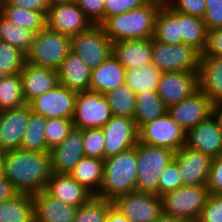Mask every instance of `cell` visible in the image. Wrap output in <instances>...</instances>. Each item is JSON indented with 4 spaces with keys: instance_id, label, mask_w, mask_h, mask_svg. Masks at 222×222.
<instances>
[{
    "instance_id": "1",
    "label": "cell",
    "mask_w": 222,
    "mask_h": 222,
    "mask_svg": "<svg viewBox=\"0 0 222 222\" xmlns=\"http://www.w3.org/2000/svg\"><path fill=\"white\" fill-rule=\"evenodd\" d=\"M2 173L18 193L34 195L45 190L53 174L50 151L8 150Z\"/></svg>"
},
{
    "instance_id": "2",
    "label": "cell",
    "mask_w": 222,
    "mask_h": 222,
    "mask_svg": "<svg viewBox=\"0 0 222 222\" xmlns=\"http://www.w3.org/2000/svg\"><path fill=\"white\" fill-rule=\"evenodd\" d=\"M164 0H150L144 6L106 18L100 26L114 43L153 38L155 18Z\"/></svg>"
},
{
    "instance_id": "3",
    "label": "cell",
    "mask_w": 222,
    "mask_h": 222,
    "mask_svg": "<svg viewBox=\"0 0 222 222\" xmlns=\"http://www.w3.org/2000/svg\"><path fill=\"white\" fill-rule=\"evenodd\" d=\"M137 191L136 146L104 160L103 181L99 198L113 201L116 197Z\"/></svg>"
},
{
    "instance_id": "4",
    "label": "cell",
    "mask_w": 222,
    "mask_h": 222,
    "mask_svg": "<svg viewBox=\"0 0 222 222\" xmlns=\"http://www.w3.org/2000/svg\"><path fill=\"white\" fill-rule=\"evenodd\" d=\"M137 153V192L159 196V178L167 165L173 160L175 152L171 149L136 144Z\"/></svg>"
},
{
    "instance_id": "5",
    "label": "cell",
    "mask_w": 222,
    "mask_h": 222,
    "mask_svg": "<svg viewBox=\"0 0 222 222\" xmlns=\"http://www.w3.org/2000/svg\"><path fill=\"white\" fill-rule=\"evenodd\" d=\"M70 51V36L45 27L34 35L32 47L26 54V62L58 70Z\"/></svg>"
},
{
    "instance_id": "6",
    "label": "cell",
    "mask_w": 222,
    "mask_h": 222,
    "mask_svg": "<svg viewBox=\"0 0 222 222\" xmlns=\"http://www.w3.org/2000/svg\"><path fill=\"white\" fill-rule=\"evenodd\" d=\"M209 195L206 185L182 186L162 196L163 213L196 222Z\"/></svg>"
},
{
    "instance_id": "7",
    "label": "cell",
    "mask_w": 222,
    "mask_h": 222,
    "mask_svg": "<svg viewBox=\"0 0 222 222\" xmlns=\"http://www.w3.org/2000/svg\"><path fill=\"white\" fill-rule=\"evenodd\" d=\"M201 53L195 48L180 44L160 43L152 38V63L161 72L199 73Z\"/></svg>"
},
{
    "instance_id": "8",
    "label": "cell",
    "mask_w": 222,
    "mask_h": 222,
    "mask_svg": "<svg viewBox=\"0 0 222 222\" xmlns=\"http://www.w3.org/2000/svg\"><path fill=\"white\" fill-rule=\"evenodd\" d=\"M71 51L77 54L92 70L113 54V42L100 25L71 36Z\"/></svg>"
},
{
    "instance_id": "9",
    "label": "cell",
    "mask_w": 222,
    "mask_h": 222,
    "mask_svg": "<svg viewBox=\"0 0 222 222\" xmlns=\"http://www.w3.org/2000/svg\"><path fill=\"white\" fill-rule=\"evenodd\" d=\"M112 116L105 95L90 90L77 93L72 119L75 128H102Z\"/></svg>"
},
{
    "instance_id": "10",
    "label": "cell",
    "mask_w": 222,
    "mask_h": 222,
    "mask_svg": "<svg viewBox=\"0 0 222 222\" xmlns=\"http://www.w3.org/2000/svg\"><path fill=\"white\" fill-rule=\"evenodd\" d=\"M45 18L46 28L70 37L93 25L74 0H51Z\"/></svg>"
},
{
    "instance_id": "11",
    "label": "cell",
    "mask_w": 222,
    "mask_h": 222,
    "mask_svg": "<svg viewBox=\"0 0 222 222\" xmlns=\"http://www.w3.org/2000/svg\"><path fill=\"white\" fill-rule=\"evenodd\" d=\"M186 135L187 132L166 112L139 129V142L176 152L186 144Z\"/></svg>"
},
{
    "instance_id": "12",
    "label": "cell",
    "mask_w": 222,
    "mask_h": 222,
    "mask_svg": "<svg viewBox=\"0 0 222 222\" xmlns=\"http://www.w3.org/2000/svg\"><path fill=\"white\" fill-rule=\"evenodd\" d=\"M112 202L131 222H152L163 213L162 197L155 194L135 191L120 195Z\"/></svg>"
},
{
    "instance_id": "13",
    "label": "cell",
    "mask_w": 222,
    "mask_h": 222,
    "mask_svg": "<svg viewBox=\"0 0 222 222\" xmlns=\"http://www.w3.org/2000/svg\"><path fill=\"white\" fill-rule=\"evenodd\" d=\"M77 91L57 84L49 91L34 98L28 105L31 111L49 118L73 119Z\"/></svg>"
},
{
    "instance_id": "14",
    "label": "cell",
    "mask_w": 222,
    "mask_h": 222,
    "mask_svg": "<svg viewBox=\"0 0 222 222\" xmlns=\"http://www.w3.org/2000/svg\"><path fill=\"white\" fill-rule=\"evenodd\" d=\"M102 130L105 139L104 160L135 147L139 141V130L133 118L112 116Z\"/></svg>"
},
{
    "instance_id": "15",
    "label": "cell",
    "mask_w": 222,
    "mask_h": 222,
    "mask_svg": "<svg viewBox=\"0 0 222 222\" xmlns=\"http://www.w3.org/2000/svg\"><path fill=\"white\" fill-rule=\"evenodd\" d=\"M183 186L206 185L213 158L184 145L175 152Z\"/></svg>"
},
{
    "instance_id": "16",
    "label": "cell",
    "mask_w": 222,
    "mask_h": 222,
    "mask_svg": "<svg viewBox=\"0 0 222 222\" xmlns=\"http://www.w3.org/2000/svg\"><path fill=\"white\" fill-rule=\"evenodd\" d=\"M214 103L198 89L191 96L168 108L172 119L186 132L212 114Z\"/></svg>"
},
{
    "instance_id": "17",
    "label": "cell",
    "mask_w": 222,
    "mask_h": 222,
    "mask_svg": "<svg viewBox=\"0 0 222 222\" xmlns=\"http://www.w3.org/2000/svg\"><path fill=\"white\" fill-rule=\"evenodd\" d=\"M198 89V73L162 72L157 93L165 106L169 108L191 96Z\"/></svg>"
},
{
    "instance_id": "18",
    "label": "cell",
    "mask_w": 222,
    "mask_h": 222,
    "mask_svg": "<svg viewBox=\"0 0 222 222\" xmlns=\"http://www.w3.org/2000/svg\"><path fill=\"white\" fill-rule=\"evenodd\" d=\"M30 111L28 104L0 111V148L5 151L20 149Z\"/></svg>"
},
{
    "instance_id": "19",
    "label": "cell",
    "mask_w": 222,
    "mask_h": 222,
    "mask_svg": "<svg viewBox=\"0 0 222 222\" xmlns=\"http://www.w3.org/2000/svg\"><path fill=\"white\" fill-rule=\"evenodd\" d=\"M50 155L53 173L70 174L85 156L83 129L73 127L63 142L50 150Z\"/></svg>"
},
{
    "instance_id": "20",
    "label": "cell",
    "mask_w": 222,
    "mask_h": 222,
    "mask_svg": "<svg viewBox=\"0 0 222 222\" xmlns=\"http://www.w3.org/2000/svg\"><path fill=\"white\" fill-rule=\"evenodd\" d=\"M26 104L59 84L58 70L25 62L19 73Z\"/></svg>"
},
{
    "instance_id": "21",
    "label": "cell",
    "mask_w": 222,
    "mask_h": 222,
    "mask_svg": "<svg viewBox=\"0 0 222 222\" xmlns=\"http://www.w3.org/2000/svg\"><path fill=\"white\" fill-rule=\"evenodd\" d=\"M185 145L212 158L222 155V133L212 115L187 132Z\"/></svg>"
},
{
    "instance_id": "22",
    "label": "cell",
    "mask_w": 222,
    "mask_h": 222,
    "mask_svg": "<svg viewBox=\"0 0 222 222\" xmlns=\"http://www.w3.org/2000/svg\"><path fill=\"white\" fill-rule=\"evenodd\" d=\"M35 222H73L78 208L51 196L46 190L33 195Z\"/></svg>"
},
{
    "instance_id": "23",
    "label": "cell",
    "mask_w": 222,
    "mask_h": 222,
    "mask_svg": "<svg viewBox=\"0 0 222 222\" xmlns=\"http://www.w3.org/2000/svg\"><path fill=\"white\" fill-rule=\"evenodd\" d=\"M45 190L51 196L77 208L94 196L90 190L79 184L70 174L53 173Z\"/></svg>"
},
{
    "instance_id": "24",
    "label": "cell",
    "mask_w": 222,
    "mask_h": 222,
    "mask_svg": "<svg viewBox=\"0 0 222 222\" xmlns=\"http://www.w3.org/2000/svg\"><path fill=\"white\" fill-rule=\"evenodd\" d=\"M126 68L112 54L98 67L92 69L89 90L105 95L125 84Z\"/></svg>"
},
{
    "instance_id": "25",
    "label": "cell",
    "mask_w": 222,
    "mask_h": 222,
    "mask_svg": "<svg viewBox=\"0 0 222 222\" xmlns=\"http://www.w3.org/2000/svg\"><path fill=\"white\" fill-rule=\"evenodd\" d=\"M113 55L126 70L149 64L152 61V38L114 42Z\"/></svg>"
},
{
    "instance_id": "26",
    "label": "cell",
    "mask_w": 222,
    "mask_h": 222,
    "mask_svg": "<svg viewBox=\"0 0 222 222\" xmlns=\"http://www.w3.org/2000/svg\"><path fill=\"white\" fill-rule=\"evenodd\" d=\"M199 89L214 103H222V56H201Z\"/></svg>"
},
{
    "instance_id": "27",
    "label": "cell",
    "mask_w": 222,
    "mask_h": 222,
    "mask_svg": "<svg viewBox=\"0 0 222 222\" xmlns=\"http://www.w3.org/2000/svg\"><path fill=\"white\" fill-rule=\"evenodd\" d=\"M91 71L77 54L70 51L58 69L59 84L77 92L88 91Z\"/></svg>"
},
{
    "instance_id": "28",
    "label": "cell",
    "mask_w": 222,
    "mask_h": 222,
    "mask_svg": "<svg viewBox=\"0 0 222 222\" xmlns=\"http://www.w3.org/2000/svg\"><path fill=\"white\" fill-rule=\"evenodd\" d=\"M153 39L166 44H180V12L163 4L155 18Z\"/></svg>"
},
{
    "instance_id": "29",
    "label": "cell",
    "mask_w": 222,
    "mask_h": 222,
    "mask_svg": "<svg viewBox=\"0 0 222 222\" xmlns=\"http://www.w3.org/2000/svg\"><path fill=\"white\" fill-rule=\"evenodd\" d=\"M104 173V160L84 156L70 172V175L94 195H97Z\"/></svg>"
},
{
    "instance_id": "30",
    "label": "cell",
    "mask_w": 222,
    "mask_h": 222,
    "mask_svg": "<svg viewBox=\"0 0 222 222\" xmlns=\"http://www.w3.org/2000/svg\"><path fill=\"white\" fill-rule=\"evenodd\" d=\"M33 195L17 193L12 198L0 202V222H33Z\"/></svg>"
},
{
    "instance_id": "31",
    "label": "cell",
    "mask_w": 222,
    "mask_h": 222,
    "mask_svg": "<svg viewBox=\"0 0 222 222\" xmlns=\"http://www.w3.org/2000/svg\"><path fill=\"white\" fill-rule=\"evenodd\" d=\"M168 111L157 91L145 90L136 94L135 122L139 130Z\"/></svg>"
},
{
    "instance_id": "32",
    "label": "cell",
    "mask_w": 222,
    "mask_h": 222,
    "mask_svg": "<svg viewBox=\"0 0 222 222\" xmlns=\"http://www.w3.org/2000/svg\"><path fill=\"white\" fill-rule=\"evenodd\" d=\"M162 72L154 63L126 70L125 84L138 94L145 90L157 91Z\"/></svg>"
},
{
    "instance_id": "33",
    "label": "cell",
    "mask_w": 222,
    "mask_h": 222,
    "mask_svg": "<svg viewBox=\"0 0 222 222\" xmlns=\"http://www.w3.org/2000/svg\"><path fill=\"white\" fill-rule=\"evenodd\" d=\"M180 35L182 43L203 52L208 35L203 18L180 12Z\"/></svg>"
},
{
    "instance_id": "34",
    "label": "cell",
    "mask_w": 222,
    "mask_h": 222,
    "mask_svg": "<svg viewBox=\"0 0 222 222\" xmlns=\"http://www.w3.org/2000/svg\"><path fill=\"white\" fill-rule=\"evenodd\" d=\"M0 13L9 21L15 22L18 27L28 28L35 34L46 27L45 15L41 12L11 5H1Z\"/></svg>"
},
{
    "instance_id": "35",
    "label": "cell",
    "mask_w": 222,
    "mask_h": 222,
    "mask_svg": "<svg viewBox=\"0 0 222 222\" xmlns=\"http://www.w3.org/2000/svg\"><path fill=\"white\" fill-rule=\"evenodd\" d=\"M35 33L23 26L18 27L0 13V40L17 47L27 54L31 47Z\"/></svg>"
},
{
    "instance_id": "36",
    "label": "cell",
    "mask_w": 222,
    "mask_h": 222,
    "mask_svg": "<svg viewBox=\"0 0 222 222\" xmlns=\"http://www.w3.org/2000/svg\"><path fill=\"white\" fill-rule=\"evenodd\" d=\"M46 122L47 119L44 116L30 111L27 130L24 133L20 149L36 152L50 151L45 139Z\"/></svg>"
},
{
    "instance_id": "37",
    "label": "cell",
    "mask_w": 222,
    "mask_h": 222,
    "mask_svg": "<svg viewBox=\"0 0 222 222\" xmlns=\"http://www.w3.org/2000/svg\"><path fill=\"white\" fill-rule=\"evenodd\" d=\"M113 116L133 118L136 110V94L127 84L105 94Z\"/></svg>"
},
{
    "instance_id": "38",
    "label": "cell",
    "mask_w": 222,
    "mask_h": 222,
    "mask_svg": "<svg viewBox=\"0 0 222 222\" xmlns=\"http://www.w3.org/2000/svg\"><path fill=\"white\" fill-rule=\"evenodd\" d=\"M26 104L20 74L8 75L0 80V111Z\"/></svg>"
},
{
    "instance_id": "39",
    "label": "cell",
    "mask_w": 222,
    "mask_h": 222,
    "mask_svg": "<svg viewBox=\"0 0 222 222\" xmlns=\"http://www.w3.org/2000/svg\"><path fill=\"white\" fill-rule=\"evenodd\" d=\"M26 62V54L17 47L0 40V80L19 74Z\"/></svg>"
},
{
    "instance_id": "40",
    "label": "cell",
    "mask_w": 222,
    "mask_h": 222,
    "mask_svg": "<svg viewBox=\"0 0 222 222\" xmlns=\"http://www.w3.org/2000/svg\"><path fill=\"white\" fill-rule=\"evenodd\" d=\"M113 207V202L94 195L84 205L78 207L73 222H105L109 210Z\"/></svg>"
},
{
    "instance_id": "41",
    "label": "cell",
    "mask_w": 222,
    "mask_h": 222,
    "mask_svg": "<svg viewBox=\"0 0 222 222\" xmlns=\"http://www.w3.org/2000/svg\"><path fill=\"white\" fill-rule=\"evenodd\" d=\"M74 127L72 119L49 118L45 127L47 148L51 150L59 145L68 136Z\"/></svg>"
},
{
    "instance_id": "42",
    "label": "cell",
    "mask_w": 222,
    "mask_h": 222,
    "mask_svg": "<svg viewBox=\"0 0 222 222\" xmlns=\"http://www.w3.org/2000/svg\"><path fill=\"white\" fill-rule=\"evenodd\" d=\"M84 155L104 160L105 139L102 128L83 129Z\"/></svg>"
},
{
    "instance_id": "43",
    "label": "cell",
    "mask_w": 222,
    "mask_h": 222,
    "mask_svg": "<svg viewBox=\"0 0 222 222\" xmlns=\"http://www.w3.org/2000/svg\"><path fill=\"white\" fill-rule=\"evenodd\" d=\"M181 176L178 171L177 162L173 159L165 168L164 173L159 178V197L166 193L182 187Z\"/></svg>"
},
{
    "instance_id": "44",
    "label": "cell",
    "mask_w": 222,
    "mask_h": 222,
    "mask_svg": "<svg viewBox=\"0 0 222 222\" xmlns=\"http://www.w3.org/2000/svg\"><path fill=\"white\" fill-rule=\"evenodd\" d=\"M206 0H164V4L172 10L197 17H204Z\"/></svg>"
},
{
    "instance_id": "45",
    "label": "cell",
    "mask_w": 222,
    "mask_h": 222,
    "mask_svg": "<svg viewBox=\"0 0 222 222\" xmlns=\"http://www.w3.org/2000/svg\"><path fill=\"white\" fill-rule=\"evenodd\" d=\"M196 222H222V195L210 194Z\"/></svg>"
},
{
    "instance_id": "46",
    "label": "cell",
    "mask_w": 222,
    "mask_h": 222,
    "mask_svg": "<svg viewBox=\"0 0 222 222\" xmlns=\"http://www.w3.org/2000/svg\"><path fill=\"white\" fill-rule=\"evenodd\" d=\"M105 2L104 20L127 11L140 8L150 0H103Z\"/></svg>"
},
{
    "instance_id": "47",
    "label": "cell",
    "mask_w": 222,
    "mask_h": 222,
    "mask_svg": "<svg viewBox=\"0 0 222 222\" xmlns=\"http://www.w3.org/2000/svg\"><path fill=\"white\" fill-rule=\"evenodd\" d=\"M74 1L93 25H100L104 21L105 2L103 0Z\"/></svg>"
},
{
    "instance_id": "48",
    "label": "cell",
    "mask_w": 222,
    "mask_h": 222,
    "mask_svg": "<svg viewBox=\"0 0 222 222\" xmlns=\"http://www.w3.org/2000/svg\"><path fill=\"white\" fill-rule=\"evenodd\" d=\"M203 21L207 30L222 28V0H206Z\"/></svg>"
},
{
    "instance_id": "49",
    "label": "cell",
    "mask_w": 222,
    "mask_h": 222,
    "mask_svg": "<svg viewBox=\"0 0 222 222\" xmlns=\"http://www.w3.org/2000/svg\"><path fill=\"white\" fill-rule=\"evenodd\" d=\"M206 186L210 194L222 195V155L213 158Z\"/></svg>"
},
{
    "instance_id": "50",
    "label": "cell",
    "mask_w": 222,
    "mask_h": 222,
    "mask_svg": "<svg viewBox=\"0 0 222 222\" xmlns=\"http://www.w3.org/2000/svg\"><path fill=\"white\" fill-rule=\"evenodd\" d=\"M201 56H222V28L208 31L206 46Z\"/></svg>"
},
{
    "instance_id": "51",
    "label": "cell",
    "mask_w": 222,
    "mask_h": 222,
    "mask_svg": "<svg viewBox=\"0 0 222 222\" xmlns=\"http://www.w3.org/2000/svg\"><path fill=\"white\" fill-rule=\"evenodd\" d=\"M50 3L51 0H6L2 5L27 8L32 11L41 12L46 16Z\"/></svg>"
},
{
    "instance_id": "52",
    "label": "cell",
    "mask_w": 222,
    "mask_h": 222,
    "mask_svg": "<svg viewBox=\"0 0 222 222\" xmlns=\"http://www.w3.org/2000/svg\"><path fill=\"white\" fill-rule=\"evenodd\" d=\"M18 192L14 189L9 180L0 171V202L8 200L15 196Z\"/></svg>"
},
{
    "instance_id": "53",
    "label": "cell",
    "mask_w": 222,
    "mask_h": 222,
    "mask_svg": "<svg viewBox=\"0 0 222 222\" xmlns=\"http://www.w3.org/2000/svg\"><path fill=\"white\" fill-rule=\"evenodd\" d=\"M105 222H131L127 217L112 207L106 217Z\"/></svg>"
},
{
    "instance_id": "54",
    "label": "cell",
    "mask_w": 222,
    "mask_h": 222,
    "mask_svg": "<svg viewBox=\"0 0 222 222\" xmlns=\"http://www.w3.org/2000/svg\"><path fill=\"white\" fill-rule=\"evenodd\" d=\"M218 126V129L222 133V103H216L213 105L212 114H211Z\"/></svg>"
},
{
    "instance_id": "55",
    "label": "cell",
    "mask_w": 222,
    "mask_h": 222,
    "mask_svg": "<svg viewBox=\"0 0 222 222\" xmlns=\"http://www.w3.org/2000/svg\"><path fill=\"white\" fill-rule=\"evenodd\" d=\"M152 222H188V221L162 213L158 218H156Z\"/></svg>"
},
{
    "instance_id": "56",
    "label": "cell",
    "mask_w": 222,
    "mask_h": 222,
    "mask_svg": "<svg viewBox=\"0 0 222 222\" xmlns=\"http://www.w3.org/2000/svg\"><path fill=\"white\" fill-rule=\"evenodd\" d=\"M5 153H6V151L4 149L0 148V171H2Z\"/></svg>"
},
{
    "instance_id": "57",
    "label": "cell",
    "mask_w": 222,
    "mask_h": 222,
    "mask_svg": "<svg viewBox=\"0 0 222 222\" xmlns=\"http://www.w3.org/2000/svg\"><path fill=\"white\" fill-rule=\"evenodd\" d=\"M6 0H0V6L5 2Z\"/></svg>"
}]
</instances>
